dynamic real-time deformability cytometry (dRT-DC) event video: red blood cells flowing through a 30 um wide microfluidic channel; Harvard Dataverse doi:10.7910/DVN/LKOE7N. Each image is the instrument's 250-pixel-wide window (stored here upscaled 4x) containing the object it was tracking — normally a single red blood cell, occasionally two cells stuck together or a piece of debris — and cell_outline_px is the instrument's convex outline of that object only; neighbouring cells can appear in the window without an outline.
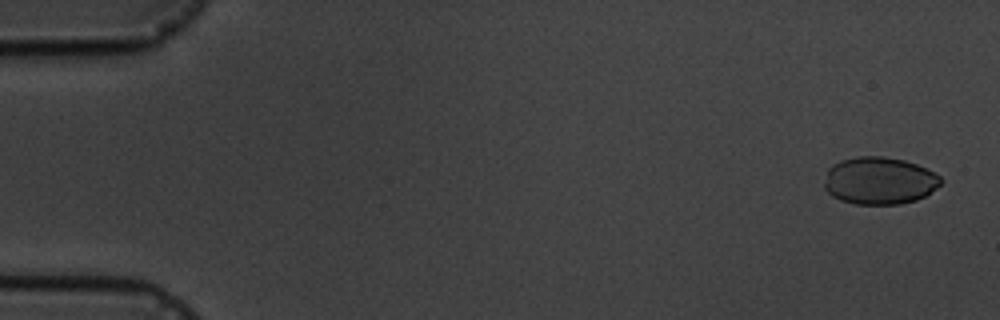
{"species": "common noctule bat (a hibernating species)", "species_latin": "Nyctalus noctula", "temperature_condition": "cold", "stored_images_in_passage": 6, "camera_frame_rate_fps": 3000, "um_per_image_px": 0.085, "animal": {"sex": "male", "body_mass_g": 19.5, "forearm_length_mm": 54.6}, "frame": {"image": 1, "passage_image": 1, "time_ms": 0.0, "image_size_px": [1000, 320], "cell_outline_px": [[944, 180], [936, 188], [924, 196], [916, 200], [900, 204], [856, 204], [840, 200], [832, 196], [824, 188], [824, 184], [828, 168], [832, 164], [840, 160], [856, 156], [884, 156], [904, 160], [916, 164], [940, 176]], "centroid_in_image_um": [74.72, 15.35], "position_along_channel_um": 10.3, "area_um2": 32.25}}